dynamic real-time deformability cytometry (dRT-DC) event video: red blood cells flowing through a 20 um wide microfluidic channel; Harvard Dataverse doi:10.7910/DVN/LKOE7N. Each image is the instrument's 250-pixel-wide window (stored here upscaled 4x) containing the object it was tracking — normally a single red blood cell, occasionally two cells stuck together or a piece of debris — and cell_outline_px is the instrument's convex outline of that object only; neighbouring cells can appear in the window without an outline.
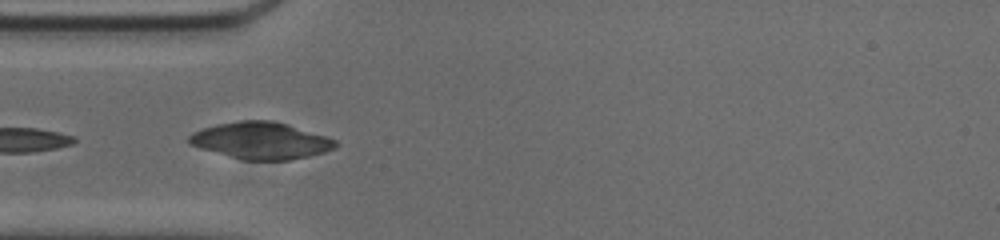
{"species": "common noctule bat (a hibernating species)", "species_latin": "Nyctalus noctula", "temperature_condition": "cold", "stored_images_in_passage": 22, "camera_frame_rate_fps": 3000, "um_per_image_px": 0.085, "animal": {"sex": "male", "body_mass_g": 20.0, "forearm_length_mm": 53.3}, "frame": {"image": 1, "passage_image": 1, "time_ms": 0.0, "image_size_px": [1000, 240], "cell_outline_px": [[340, 144], [336, 148], [324, 152], [292, 160], [244, 160], [228, 156], [200, 148], [188, 144], [188, 136], [192, 132], [200, 128], [216, 124], [240, 120], [272, 120], [288, 124], [336, 140]], "centroid_in_image_um": [22.15, 11.95], "position_along_channel_um": 62.8, "area_um2": 31.62}}